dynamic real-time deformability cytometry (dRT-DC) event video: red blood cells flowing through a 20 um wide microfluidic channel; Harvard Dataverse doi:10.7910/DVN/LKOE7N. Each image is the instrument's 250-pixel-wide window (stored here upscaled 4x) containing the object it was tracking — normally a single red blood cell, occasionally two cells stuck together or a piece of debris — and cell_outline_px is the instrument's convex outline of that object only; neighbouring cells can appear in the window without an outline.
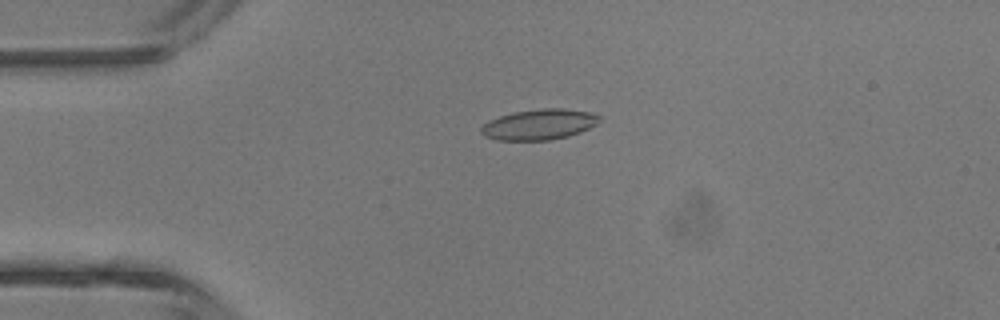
{"species": "common noctule bat (a hibernating species)", "species_latin": "Nyctalus noctula", "temperature_condition": "room temperature", "stored_images_in_passage": 6, "camera_frame_rate_fps": 3000, "um_per_image_px": 0.085, "animal": {"sex": "male", "body_mass_g": 13.3}, "frame": {"image": 1, "passage_image": 4, "time_ms": 3.333, "image_size_px": [1000, 320], "cell_outline_px": [[600, 120], [596, 124], [580, 132], [568, 136], [548, 140], [496, 140], [484, 136], [480, 132], [480, 128], [488, 120], [512, 112], [544, 108], [564, 108], [588, 112], [600, 116]], "centroid_in_image_um": [45.79, 10.58], "position_along_channel_um": 39.2, "area_um2": 21.04}}
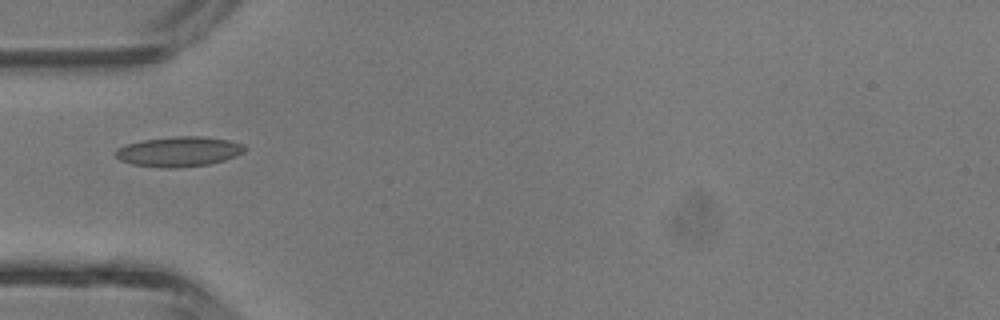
{"frame": {"image": 2, "passage_image": 5, "time_ms": 4.667, "image_size_px": [1000, 320], "cell_outline_px": [[248, 148], [244, 152], [236, 156], [224, 160], [208, 164], [176, 168], [160, 168], [132, 164], [120, 160], [112, 152], [116, 148], [128, 144], [144, 140], [176, 136], [204, 136], [228, 140], [244, 144]], "centroid_in_image_um": [15.21, 12.88], "position_along_channel_um": 69.8, "area_um2": 22.72}}
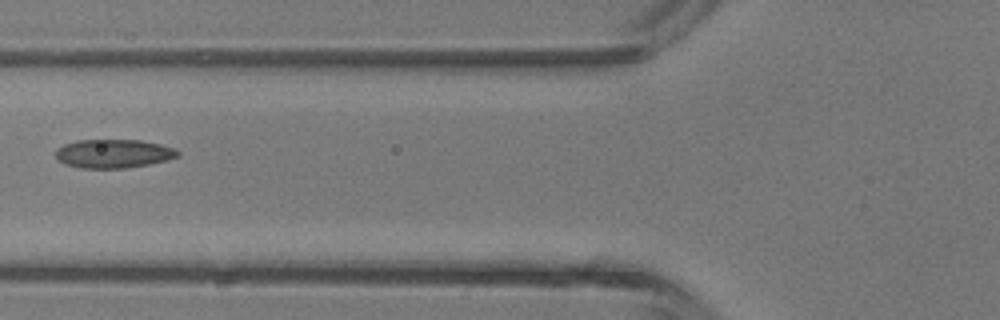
{"frame": {"image": 3, "passage_image": 6, "time_ms": 5.667, "image_size_px": [1000, 320], "cell_outline_px": [[180, 156], [168, 160], [148, 164], [124, 168], [80, 168], [64, 164], [56, 156], [56, 148], [64, 144], [76, 140], [140, 140], [160, 144], [176, 148], [180, 152]], "centroid_in_image_um": [9.67, 13.05], "position_along_channel_um": 116.1, "area_um2": 20.52}}